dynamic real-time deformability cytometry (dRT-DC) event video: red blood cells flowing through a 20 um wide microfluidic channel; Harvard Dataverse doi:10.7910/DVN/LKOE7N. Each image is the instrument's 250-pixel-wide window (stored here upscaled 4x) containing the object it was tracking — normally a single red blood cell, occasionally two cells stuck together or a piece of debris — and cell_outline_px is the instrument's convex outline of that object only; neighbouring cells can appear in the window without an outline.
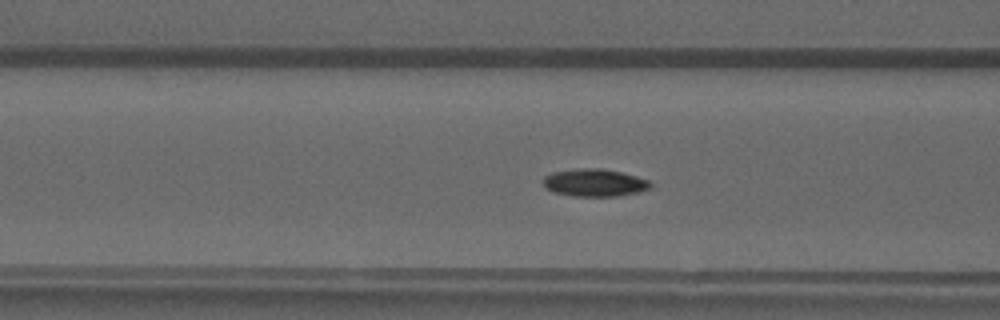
{"species": "common noctule bat (a hibernating species)", "species_latin": "Nyctalus noctula", "temperature_condition": "warm", "stored_images_in_passage": 51, "camera_frame_rate_fps": 3000, "um_per_image_px": 0.085, "animal": {"sex": "male", "forearm_length_mm": 52.5}, "frame": {"image": 1, "passage_image": 21, "time_ms": 6.667, "image_size_px": [1000, 320], "cell_outline_px": [[652, 188], [636, 192], [616, 196], [572, 196], [552, 192], [544, 188], [544, 176], [552, 172], [584, 168], [600, 168], [620, 172], [636, 176], [648, 180], [652, 184]], "centroid_in_image_um": [50.51, 15.53], "position_along_channel_um": 116.1, "area_um2": 17.17}}
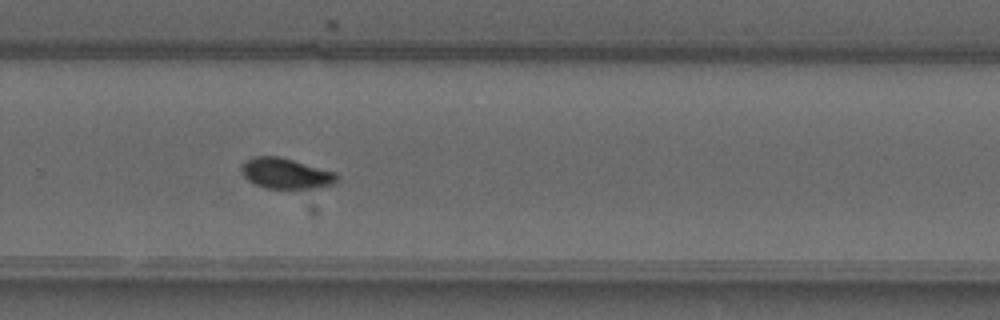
{"frame": {"image": 2, "passage_image": 35, "time_ms": 11.333, "image_size_px": [1000, 320], "cell_outline_px": [[336, 184], [316, 188], [264, 188], [248, 180], [244, 176], [240, 168], [240, 164], [244, 160], [252, 156], [280, 156], [336, 172]], "centroid_in_image_um": [24.26, 14.73], "position_along_channel_um": 305.5, "area_um2": 17.17}}
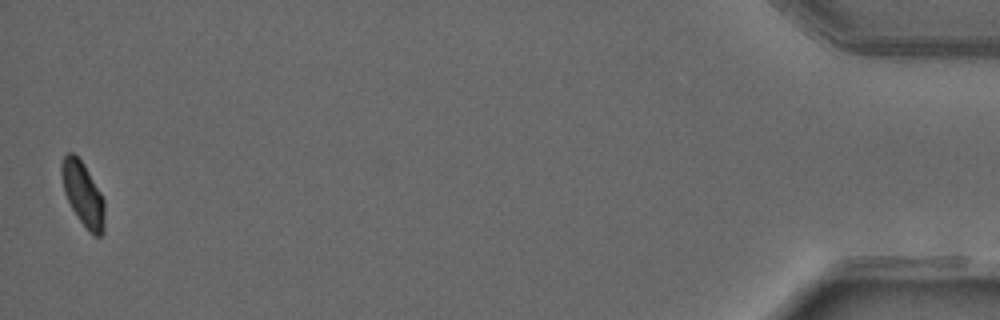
{"frame": {"image": 3, "passage_image": 51, "time_ms": 16.667, "image_size_px": [1000, 320], "cell_outline_px": [[104, 232], [100, 236], [92, 236], [88, 232], [72, 208], [64, 192], [60, 172], [60, 164], [64, 156], [68, 152], [72, 152], [84, 164], [100, 192], [104, 200]], "centroid_in_image_um": [7.04, 16.5], "position_along_channel_um": 428.2, "area_um2": 16.01}, "authors_computed_cell_mechanics": {"area_um2": 16.2996, "velocity_mm_per_s": 4.0728, "shape_relaxation_time_tau1_ms": null, "shape_relaxation_time_tau2_ms": 2.2214, "deformation_change_tau1": null, "deformation_change_tau2": 0.0534}}